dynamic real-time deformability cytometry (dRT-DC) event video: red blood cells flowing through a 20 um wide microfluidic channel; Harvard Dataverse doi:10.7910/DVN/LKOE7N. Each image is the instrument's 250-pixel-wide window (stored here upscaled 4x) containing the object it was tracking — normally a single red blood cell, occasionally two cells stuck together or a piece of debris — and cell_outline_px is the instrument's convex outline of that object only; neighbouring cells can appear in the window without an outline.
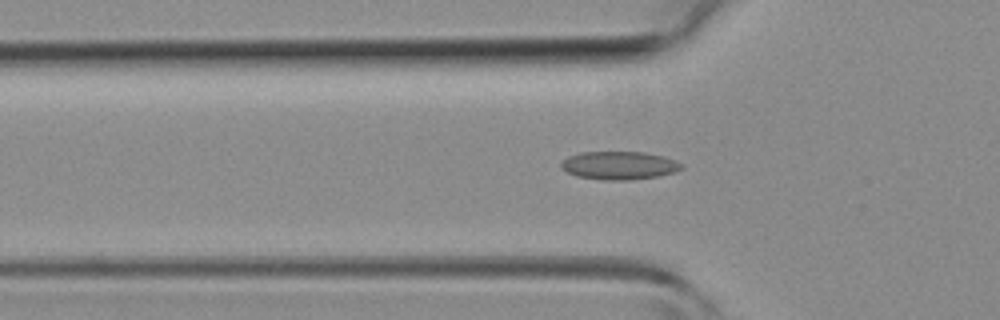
{"species": "common noctule bat (a hibernating species)", "species_latin": "Nyctalus noctula", "temperature_condition": "room temperature", "stored_images_in_passage": 28, "camera_frame_rate_fps": 3000, "um_per_image_px": 0.085, "animal": {"sex": "female", "body_mass_g": 19.3, "forearm_length_mm": 54.1}, "frame": {"image": 1, "passage_image": 3, "time_ms": 0.667, "image_size_px": [1000, 320], "cell_outline_px": [[684, 168], [672, 172], [656, 176], [628, 180], [604, 180], [576, 176], [560, 168], [560, 164], [568, 156], [580, 152], [644, 152], [664, 156], [684, 164]], "centroid_in_image_um": [52.62, 14.05], "position_along_channel_um": 73.2, "area_um2": 19.71}}
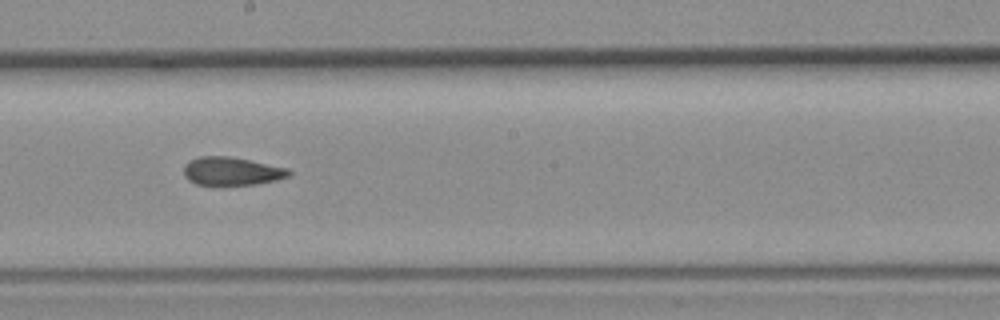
{"frame": {"image": 2, "passage_image": 13, "time_ms": 4.0, "image_size_px": [1000, 320], "cell_outline_px": [[292, 172], [288, 176], [276, 180], [256, 184], [216, 188], [196, 184], [188, 180], [184, 176], [184, 164], [188, 160], [200, 156], [228, 156], [288, 168]], "centroid_in_image_um": [19.62, 14.6], "position_along_channel_um": 228.6, "area_um2": 17.98}}
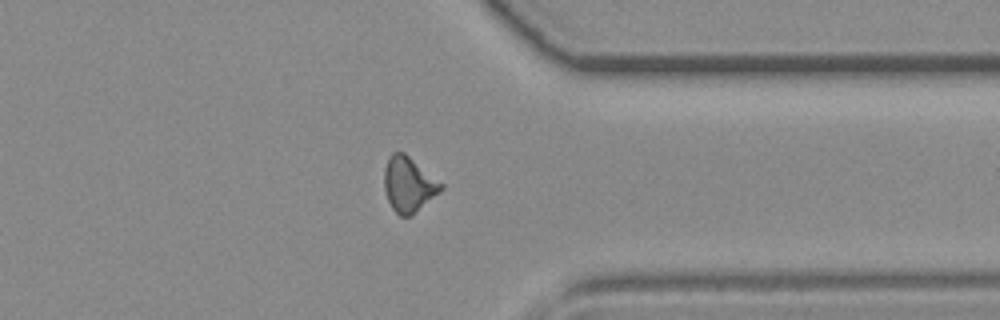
{"frame": {"image": 3, "passage_image": 23, "time_ms": 7.333, "image_size_px": [1000, 320], "cell_outline_px": [[444, 188], [440, 192], [412, 216], [400, 216], [392, 208], [388, 200], [384, 188], [384, 168], [388, 156], [392, 152], [404, 152], [444, 184]], "centroid_in_image_um": [34.74, 15.67], "position_along_channel_um": 376.7, "area_um2": 18.38}}